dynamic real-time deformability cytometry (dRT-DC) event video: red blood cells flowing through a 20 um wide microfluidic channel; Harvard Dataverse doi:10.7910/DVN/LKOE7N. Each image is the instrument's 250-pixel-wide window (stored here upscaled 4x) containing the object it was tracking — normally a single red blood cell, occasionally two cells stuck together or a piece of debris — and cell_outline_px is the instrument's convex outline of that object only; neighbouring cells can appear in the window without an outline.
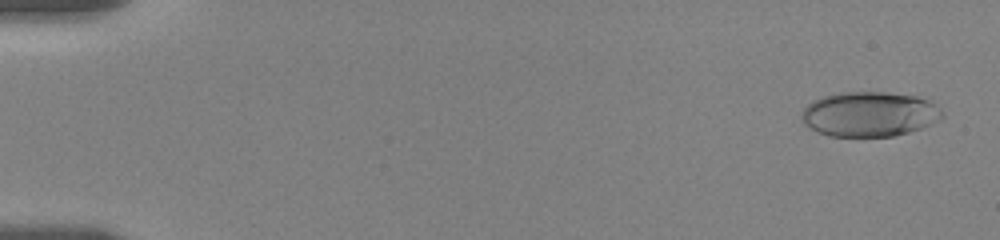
{"species": "human", "species_latin": "Homo sapiens", "temperature_condition": "room temperature", "stored_images_in_passage": 57, "camera_frame_rate_fps": 3000, "um_per_image_px": 0.085, "donor": {"sex": "female"}, "frame": {"image": 1, "passage_image": 2, "time_ms": 0.333, "image_size_px": [1000, 240], "cell_outline_px": [[944, 116], [940, 120], [920, 128], [908, 132], [892, 136], [828, 136], [816, 132], [804, 124], [804, 108], [812, 100], [824, 96], [840, 92], [884, 92], [916, 96], [928, 100], [940, 108], [944, 112]], "centroid_in_image_um": [73.92, 9.7], "position_along_channel_um": 11.1, "area_um2": 36.65}}
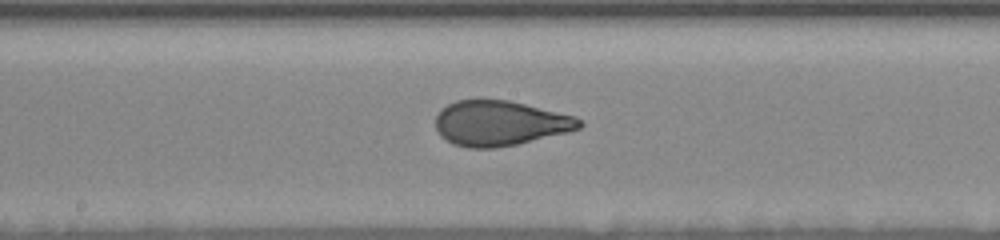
{"frame": {"image": 2, "passage_image": 31, "time_ms": 10.0, "image_size_px": [1000, 240], "cell_outline_px": [[584, 124], [580, 128], [568, 132], [516, 144], [496, 148], [468, 148], [452, 144], [440, 136], [436, 128], [436, 116], [440, 108], [456, 100], [476, 96], [508, 100], [576, 116]], "centroid_in_image_um": [42.44, 10.44], "position_along_channel_um": 205.8, "area_um2": 38.55}}
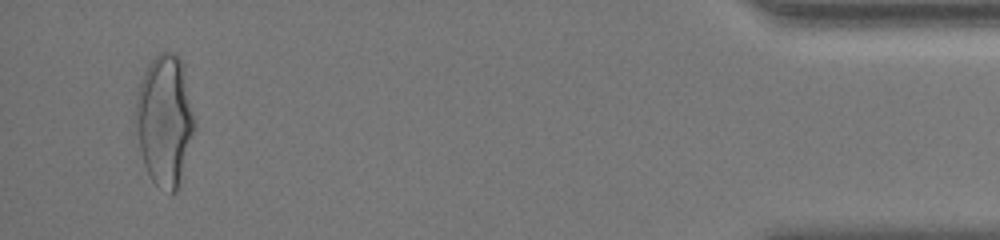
{"frame": {"image": 3, "passage_image": 55, "time_ms": 18.0, "image_size_px": [1000, 240], "cell_outline_px": [[196, 124], [176, 192], [172, 192], [156, 184], [152, 180], [144, 164], [132, 120], [136, 92], [144, 72], [148, 64], [160, 52], [176, 52], [180, 56], [184, 64]], "centroid_in_image_um": [13.97, 10.12], "position_along_channel_um": 421.2, "area_um2": 45.37}, "authors_computed_cell_mechanics": {"area_um2": 37.9746, "velocity_mm_per_s": 3.5265, "shape_relaxation_time_tau1_ms": 5.5477, "shape_relaxation_time_tau2_ms": null, "deformation_change_tau1": 0.1901, "deformation_change_tau2": null}}